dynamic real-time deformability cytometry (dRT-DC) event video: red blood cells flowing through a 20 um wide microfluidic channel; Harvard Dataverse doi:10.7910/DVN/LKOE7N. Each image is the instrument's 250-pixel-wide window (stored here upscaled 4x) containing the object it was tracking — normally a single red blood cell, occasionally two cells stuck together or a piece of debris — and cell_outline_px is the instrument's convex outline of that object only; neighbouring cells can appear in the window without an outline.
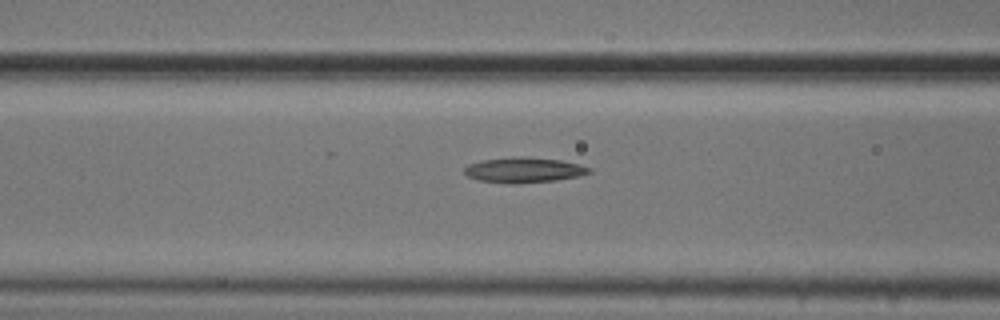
{"species": "common noctule bat (a hibernating species)", "species_latin": "Nyctalus noctula", "temperature_condition": "cold", "stored_images_in_passage": 17, "camera_frame_rate_fps": 3000, "um_per_image_px": 0.085, "animal": {"sex": "male", "body_mass_g": 20.5, "forearm_length_mm": 52.5}, "frame": {"image": 1, "passage_image": 5, "time_ms": 1.333, "image_size_px": [1000, 320], "cell_outline_px": [[592, 172], [580, 176], [556, 180], [516, 184], [512, 184], [480, 180], [468, 176], [464, 172], [464, 168], [468, 164], [480, 160], [512, 156], [528, 156], [560, 160], [580, 164], [592, 168]], "centroid_in_image_um": [44.55, 14.43], "position_along_channel_um": 122.1, "area_um2": 18.67}}
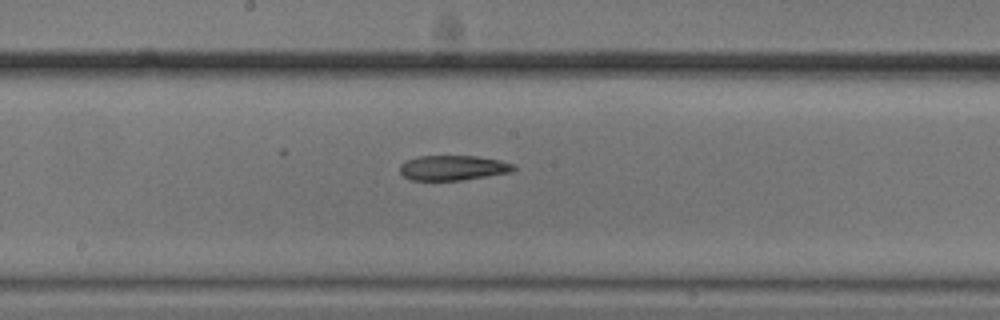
{"frame": {"image": 2, "passage_image": 12, "time_ms": 3.667, "image_size_px": [1000, 320], "cell_outline_px": [[516, 168], [512, 172], [460, 180], [412, 180], [404, 176], [400, 172], [400, 164], [404, 160], [420, 156], [476, 156], [500, 160], [516, 164]], "centroid_in_image_um": [38.51, 14.25], "position_along_channel_um": 209.7, "area_um2": 16.59}}
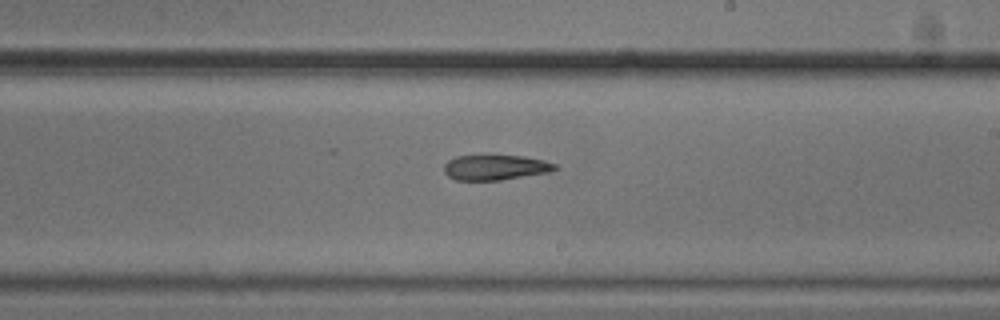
{"frame": {"image": 3, "passage_image": 15, "time_ms": 4.667, "image_size_px": [1000, 320], "cell_outline_px": [[560, 168], [552, 172], [500, 180], [456, 180], [448, 176], [444, 172], [444, 164], [448, 160], [456, 156], [524, 156], [544, 160], [556, 164]], "centroid_in_image_um": [42.15, 14.24], "position_along_channel_um": 246.9, "area_um2": 16.36}}